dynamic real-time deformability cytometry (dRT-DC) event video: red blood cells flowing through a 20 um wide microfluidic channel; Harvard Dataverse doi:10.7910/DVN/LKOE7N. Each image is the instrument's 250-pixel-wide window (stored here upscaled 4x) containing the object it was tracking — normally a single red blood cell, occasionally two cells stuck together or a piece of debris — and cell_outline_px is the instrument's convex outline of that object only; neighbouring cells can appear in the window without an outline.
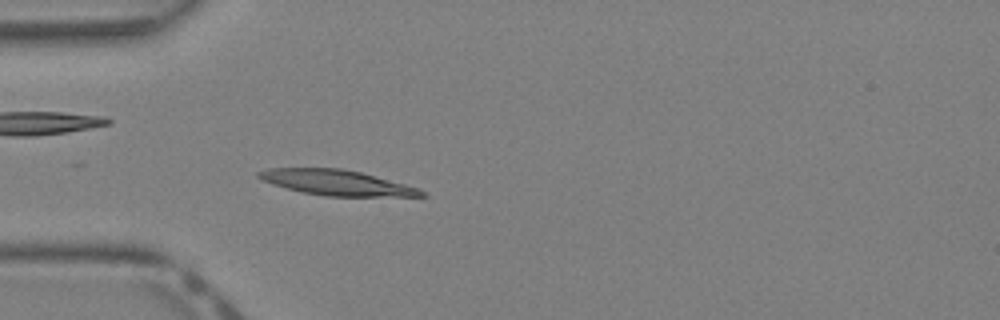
{"species": "Egyptian fruit bat (a non-hibernating species)", "species_latin": "Rousettus aegyptiacus", "temperature_condition": "warm", "stored_images_in_passage": 34, "camera_frame_rate_fps": 3000, "um_per_image_px": 0.085, "animal": {"sex": "female"}, "frame": {"image": 1, "passage_image": 6, "time_ms": 1.667, "image_size_px": [1000, 320], "cell_outline_px": [[428, 196], [324, 196], [300, 192], [272, 184], [256, 176], [256, 172], [268, 168], [340, 168], [360, 172], [420, 188]], "centroid_in_image_um": [28.59, 15.52], "position_along_channel_um": 56.4, "area_um2": 23.93}}
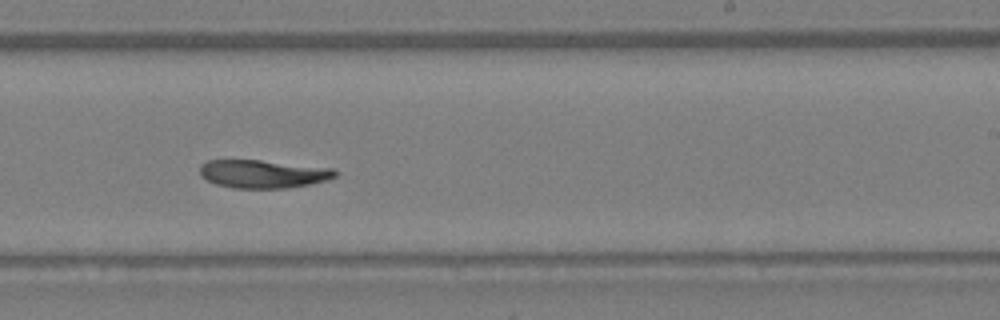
{"frame": {"image": 2, "passage_image": 19, "time_ms": 6.0, "image_size_px": [1000, 320], "cell_outline_px": [[336, 176], [324, 180], [308, 184], [284, 188], [232, 188], [216, 184], [200, 176], [200, 164], [208, 160], [260, 160], [332, 168], [336, 172]], "centroid_in_image_um": [22.29, 14.77], "position_along_channel_um": 266.7, "area_um2": 21.96}}
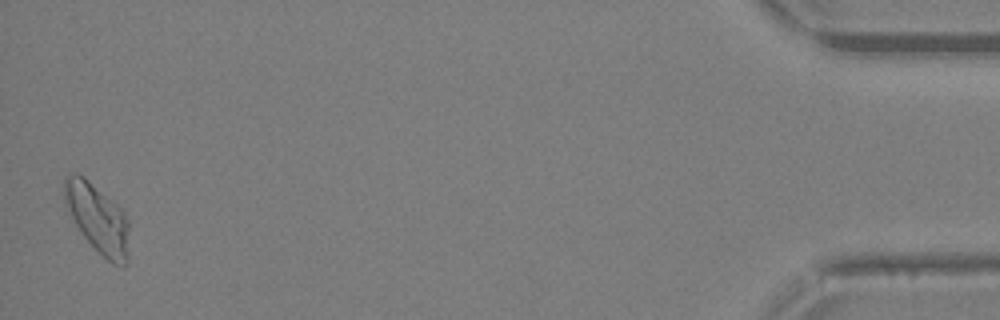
{"frame": {"image": 3, "passage_image": 34, "time_ms": 11.0, "image_size_px": [1000, 320], "cell_outline_px": [[128, 260], [120, 268], [112, 264], [84, 236], [76, 224], [64, 204], [64, 180], [72, 172], [84, 176], [116, 204], [124, 212], [128, 220]], "centroid_in_image_um": [8.3, 18.56], "position_along_channel_um": 426.9, "area_um2": 25.61}}